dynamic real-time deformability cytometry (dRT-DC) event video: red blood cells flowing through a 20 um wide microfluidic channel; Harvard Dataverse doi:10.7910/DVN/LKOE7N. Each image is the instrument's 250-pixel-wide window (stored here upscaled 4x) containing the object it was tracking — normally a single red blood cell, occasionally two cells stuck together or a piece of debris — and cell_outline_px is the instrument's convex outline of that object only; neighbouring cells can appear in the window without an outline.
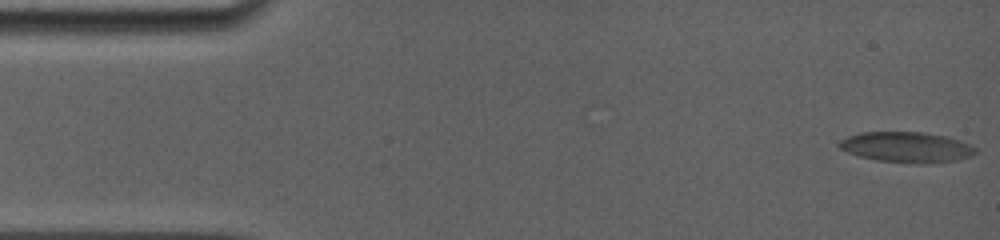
{"species": "common noctule bat (a hibernating species)", "species_latin": "Nyctalus noctula", "temperature_condition": "room temperature", "stored_images_in_passage": 53, "camera_frame_rate_fps": 5000, "um_per_image_px": 0.085, "animal": {"sex": "female", "body_mass_g": 19.0, "forearm_length_mm": 56.7}, "frame": {"image": 1, "passage_image": 1, "time_ms": 0.0, "image_size_px": [1000, 240], "cell_outline_px": [[976, 152], [972, 156], [960, 160], [924, 164], [916, 164], [876, 160], [860, 156], [848, 152], [840, 148], [836, 144], [840, 140], [848, 136], [860, 132], [924, 132], [948, 136], [972, 144], [976, 148]], "centroid_in_image_um": [77.11, 12.51], "position_along_channel_um": 7.9, "area_um2": 24.62}}
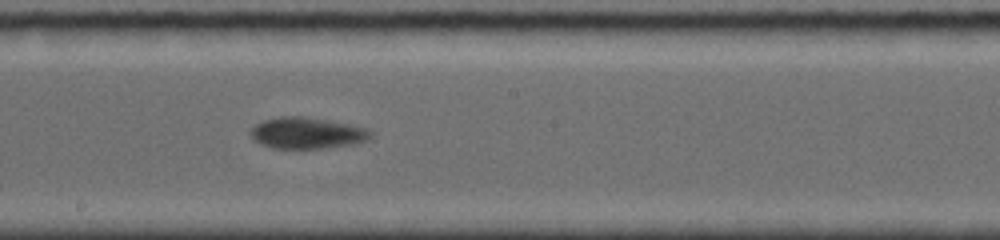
{"frame": {"image": 2, "passage_image": 32, "time_ms": 9.0, "image_size_px": [1000, 240], "cell_outline_px": [[372, 132], [364, 140], [352, 144], [320, 148], [276, 148], [264, 144], [256, 140], [252, 136], [252, 128], [256, 124], [264, 120], [280, 116], [304, 116], [352, 124], [364, 128]], "centroid_in_image_um": [26.09, 11.28], "position_along_channel_um": 222.1, "area_um2": 21.33}}
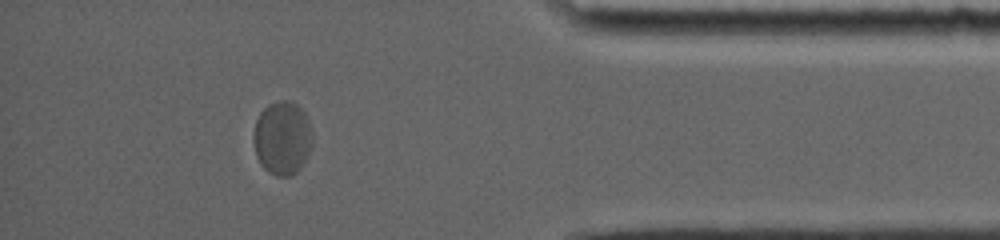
{"frame": {"image": 3, "passage_image": 51, "time_ms": 14.6, "image_size_px": [1000, 240], "cell_outline_px": [[312, 144], [308, 156], [296, 172], [292, 176], [280, 176], [268, 172], [260, 164], [256, 156], [252, 136], [256, 120], [260, 112], [268, 104], [280, 100], [288, 100], [296, 104], [304, 112], [308, 120], [312, 132]], "centroid_in_image_um": [23.98, 11.73], "position_along_channel_um": 411.2, "area_um2": 25.43}}